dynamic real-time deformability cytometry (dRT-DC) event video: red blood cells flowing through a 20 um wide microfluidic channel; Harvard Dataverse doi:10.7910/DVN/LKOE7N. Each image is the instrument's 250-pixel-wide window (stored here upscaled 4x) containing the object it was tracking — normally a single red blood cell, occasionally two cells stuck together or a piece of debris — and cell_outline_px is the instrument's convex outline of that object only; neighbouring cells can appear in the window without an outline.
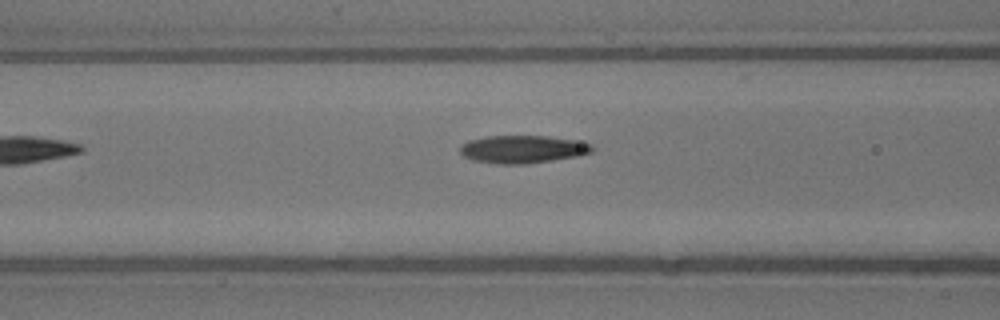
{"species": "common noctule bat (a hibernating species)", "species_latin": "Nyctalus noctula", "temperature_condition": "warm", "stored_images_in_passage": 9, "camera_frame_rate_fps": 3000, "um_per_image_px": 0.085, "animal": {"sex": "male", "body_mass_g": 13.3}, "frame": {"image": 1, "passage_image": 7, "time_ms": 2.0, "image_size_px": [1000, 320], "cell_outline_px": [[596, 148], [592, 152], [580, 156], [524, 164], [496, 164], [472, 160], [464, 156], [460, 152], [460, 148], [468, 140], [488, 136], [548, 136], [572, 140], [592, 144]], "centroid_in_image_um": [44.45, 12.69], "position_along_channel_um": 122.2, "area_um2": 21.39}}